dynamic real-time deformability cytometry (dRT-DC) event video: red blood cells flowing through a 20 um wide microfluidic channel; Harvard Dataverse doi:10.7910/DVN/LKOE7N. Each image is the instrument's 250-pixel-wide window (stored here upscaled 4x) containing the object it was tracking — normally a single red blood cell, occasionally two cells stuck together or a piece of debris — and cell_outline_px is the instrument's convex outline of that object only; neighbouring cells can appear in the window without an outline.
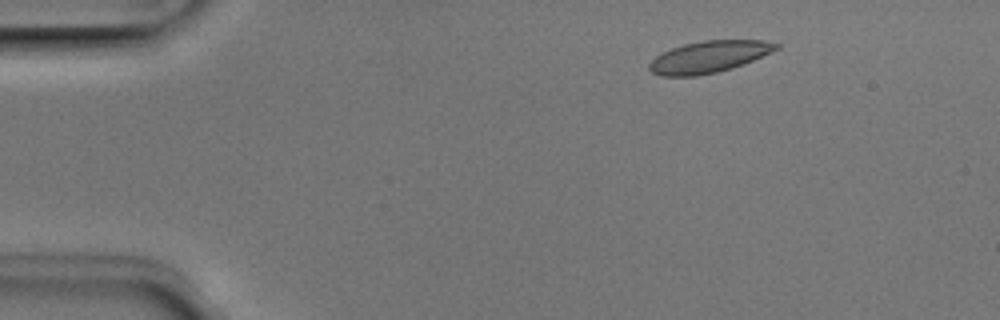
{"species": "Egyptian fruit bat (a non-hibernating species)", "species_latin": "Rousettus aegyptiacus", "temperature_condition": "room temperature", "stored_images_in_passage": 3, "camera_frame_rate_fps": 3000, "um_per_image_px": 0.085, "animal": {"sex": "male"}, "frame": {"image": 1, "passage_image": 1, "time_ms": 0.0, "image_size_px": [1000, 320], "cell_outline_px": [[780, 48], [772, 52], [732, 68], [716, 72], [696, 76], [660, 76], [652, 72], [648, 68], [648, 64], [660, 52], [684, 44], [704, 40], [764, 40], [780, 44]], "centroid_in_image_um": [60.24, 4.82], "position_along_channel_um": 24.8, "area_um2": 23.47}}